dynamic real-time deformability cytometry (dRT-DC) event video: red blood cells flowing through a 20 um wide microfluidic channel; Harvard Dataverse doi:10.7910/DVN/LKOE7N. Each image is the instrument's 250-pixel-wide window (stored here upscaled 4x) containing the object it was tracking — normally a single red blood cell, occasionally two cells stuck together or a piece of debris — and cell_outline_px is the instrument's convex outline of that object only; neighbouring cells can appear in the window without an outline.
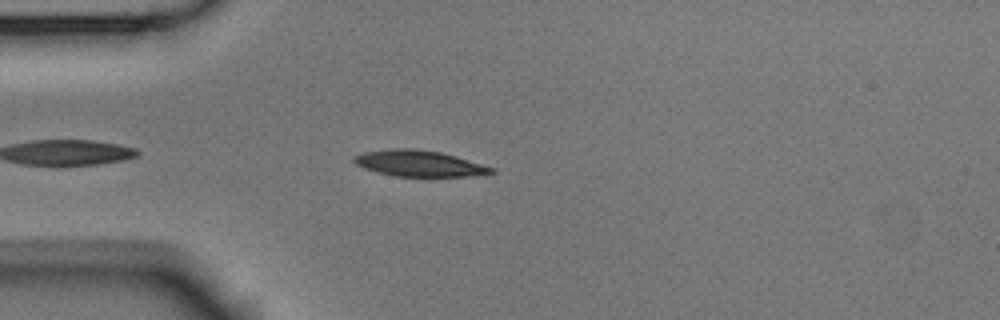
{"species": "Egyptian fruit bat (a non-hibernating species)", "species_latin": "Rousettus aegyptiacus", "temperature_condition": "room temperature", "stored_images_in_passage": 5, "camera_frame_rate_fps": 3000, "um_per_image_px": 0.085, "animal": {"sex": "male"}, "frame": {"image": 1, "passage_image": 4, "time_ms": 1.0, "image_size_px": [1000, 320], "cell_outline_px": [[496, 172], [472, 176], [392, 176], [376, 172], [364, 168], [356, 164], [352, 160], [356, 156], [364, 152], [388, 148], [412, 148], [440, 152], [456, 156], [496, 168]], "centroid_in_image_um": [35.64, 13.89], "position_along_channel_um": 49.4, "area_um2": 20.92}}